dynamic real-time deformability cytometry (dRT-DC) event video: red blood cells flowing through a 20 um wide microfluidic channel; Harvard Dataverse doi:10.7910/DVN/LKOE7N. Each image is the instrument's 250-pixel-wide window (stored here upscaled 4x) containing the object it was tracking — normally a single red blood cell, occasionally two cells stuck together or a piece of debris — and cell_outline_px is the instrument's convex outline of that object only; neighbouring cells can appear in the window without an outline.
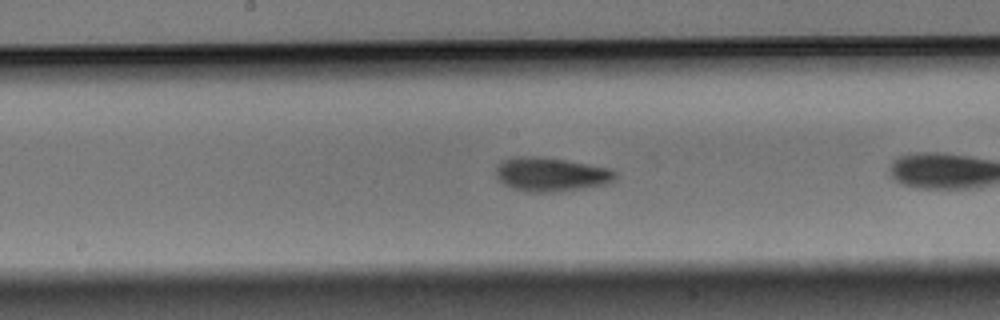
{"species": "Egyptian fruit bat (a non-hibernating species)", "species_latin": "Rousettus aegyptiacus", "temperature_condition": "warm", "stored_images_in_passage": 27, "camera_frame_rate_fps": 3000, "um_per_image_px": 0.085, "animal": {"sex": "male"}, "frame": {"image": 1, "passage_image": 12, "time_ms": 3.667, "image_size_px": [1000, 320], "cell_outline_px": [[616, 176], [612, 180], [604, 184], [580, 188], [552, 192], [524, 192], [512, 188], [504, 184], [496, 176], [496, 168], [504, 160], [532, 156], [564, 160], [612, 168], [616, 172]], "centroid_in_image_um": [46.84, 14.84], "position_along_channel_um": 201.4, "area_um2": 23.06}}